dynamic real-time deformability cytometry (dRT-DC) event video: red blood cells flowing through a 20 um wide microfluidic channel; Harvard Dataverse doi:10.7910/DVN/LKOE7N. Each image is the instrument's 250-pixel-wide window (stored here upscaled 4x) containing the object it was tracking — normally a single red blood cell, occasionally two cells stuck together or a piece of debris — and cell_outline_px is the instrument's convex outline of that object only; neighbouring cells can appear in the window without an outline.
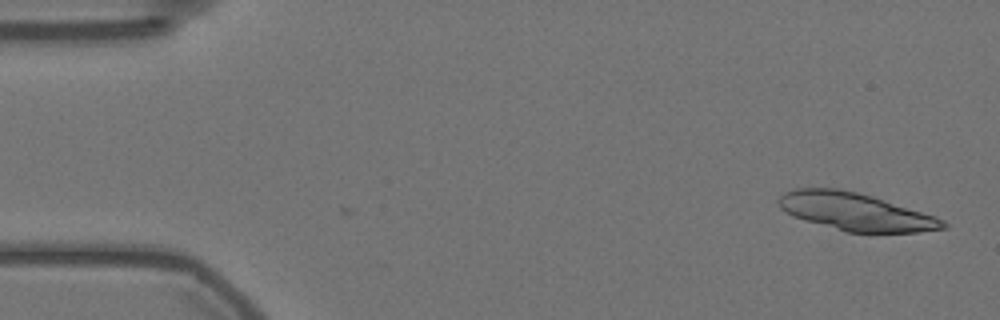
{"species": "Egyptian fruit bat (a non-hibernating species)", "species_latin": "Rousettus aegyptiacus", "temperature_condition": "warm", "stored_images_in_passage": 14, "camera_frame_rate_fps": 3000, "um_per_image_px": 0.085, "animal": {"sex": "female"}, "frame": {"image": 1, "passage_image": 1, "time_ms": 0.0, "image_size_px": [1000, 320], "cell_outline_px": [[948, 228], [916, 232], [844, 232], [804, 220], [792, 216], [780, 208], [776, 200], [784, 192], [796, 188], [840, 188], [872, 196], [944, 220], [948, 224]], "centroid_in_image_um": [72.64, 17.99], "position_along_channel_um": 12.4, "area_um2": 35.78}}